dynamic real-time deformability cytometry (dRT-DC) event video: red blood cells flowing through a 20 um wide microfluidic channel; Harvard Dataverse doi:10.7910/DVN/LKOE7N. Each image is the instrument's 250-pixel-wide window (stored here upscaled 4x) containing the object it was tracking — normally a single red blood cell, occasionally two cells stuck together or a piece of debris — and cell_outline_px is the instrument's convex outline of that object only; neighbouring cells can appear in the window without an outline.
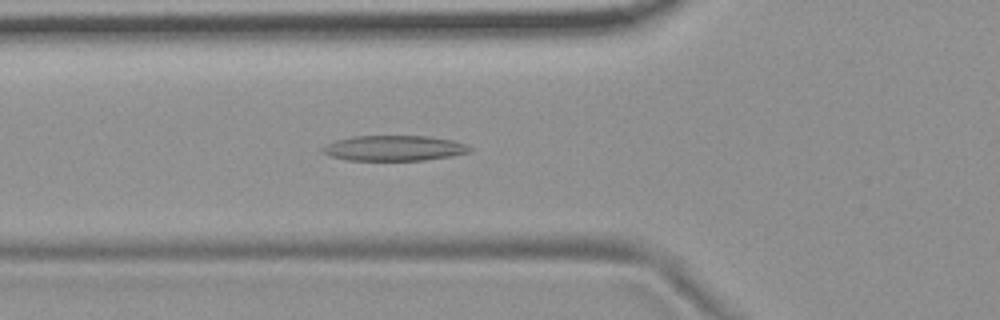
{"species": "common noctule bat (a hibernating species)", "species_latin": "Nyctalus noctula", "temperature_condition": "room temperature", "stored_images_in_passage": 53, "camera_frame_rate_fps": 3000, "um_per_image_px": 0.085, "animal": {"sex": "female", "body_mass_g": 19.9}, "frame": {"image": 1, "passage_image": 18, "time_ms": 5.667, "image_size_px": [1000, 320], "cell_outline_px": [[472, 148], [468, 152], [452, 156], [424, 160], [348, 160], [328, 156], [320, 152], [320, 148], [336, 140], [352, 136], [428, 136], [452, 140], [464, 144]], "centroid_in_image_um": [33.44, 12.59], "position_along_channel_um": 92.4, "area_um2": 21.73}}
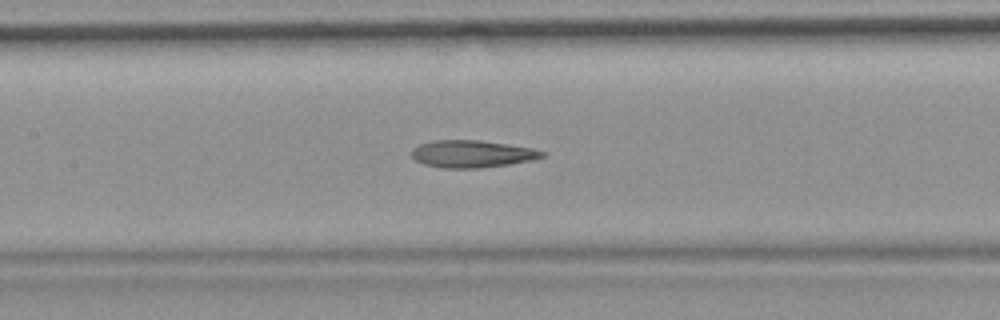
{"frame": {"image": 2, "passage_image": 24, "time_ms": 7.667, "image_size_px": [1000, 320], "cell_outline_px": [[544, 156], [528, 160], [508, 164], [480, 168], [440, 168], [424, 164], [416, 160], [412, 156], [412, 148], [420, 144], [432, 140], [480, 140], [532, 148], [544, 152]], "centroid_in_image_um": [40.06, 13.08], "position_along_channel_um": 167.3, "area_um2": 20.52}}
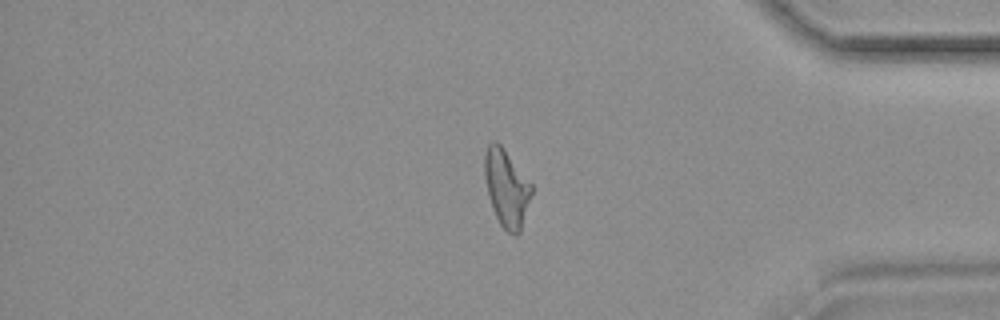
{"frame": {"image": 3, "passage_image": 44, "time_ms": 14.333, "image_size_px": [1000, 320], "cell_outline_px": [[532, 192], [520, 232], [516, 236], [508, 232], [500, 224], [492, 208], [488, 196], [484, 176], [484, 152], [488, 144], [492, 140], [496, 140], [504, 148], [532, 184]], "centroid_in_image_um": [43.03, 15.95], "position_along_channel_um": 392.2, "area_um2": 21.21}, "authors_computed_cell_mechanics": {"area_um2": 21.675, "velocity_mm_per_s": 3.7301, "shape_relaxation_time_tau1_ms": null, "shape_relaxation_time_tau2_ms": 3.0524, "deformation_change_tau1": null, "deformation_change_tau2": 0.1291}}